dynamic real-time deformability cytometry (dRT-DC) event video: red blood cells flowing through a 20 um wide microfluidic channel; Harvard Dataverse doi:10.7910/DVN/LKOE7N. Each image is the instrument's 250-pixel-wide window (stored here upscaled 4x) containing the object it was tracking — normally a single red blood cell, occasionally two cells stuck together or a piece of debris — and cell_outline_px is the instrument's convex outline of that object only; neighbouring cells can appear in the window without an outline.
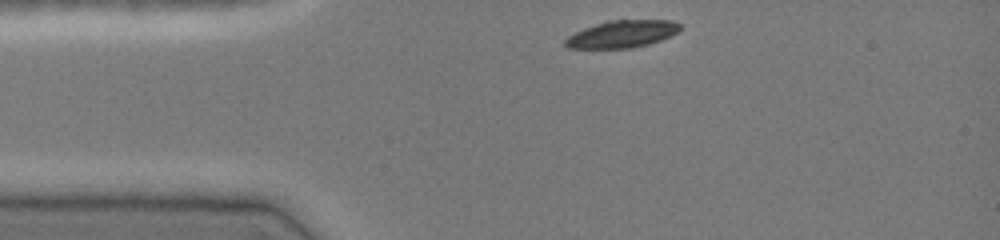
{"species": "common noctule bat (a hibernating species)", "species_latin": "Nyctalus noctula", "temperature_condition": "cold", "stored_images_in_passage": 33, "camera_frame_rate_fps": 3000, "um_per_image_px": 0.085, "animal": {"sex": "female", "body_mass_g": 19.0, "forearm_length_mm": 51.5}, "frame": {"image": 1, "passage_image": 1, "time_ms": 0.0, "image_size_px": [1000, 240], "cell_outline_px": [[680, 28], [672, 36], [648, 44], [632, 48], [568, 48], [564, 44], [564, 40], [568, 36], [584, 28], [604, 20], [672, 20], [680, 24]], "centroid_in_image_um": [52.86, 2.88], "position_along_channel_um": 32.1, "area_um2": 18.26}}
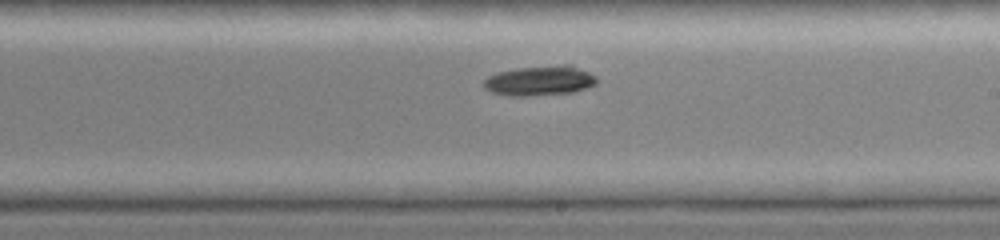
{"frame": {"image": 2, "passage_image": 19, "time_ms": 6.0, "image_size_px": [1000, 240], "cell_outline_px": [[596, 84], [572, 92], [528, 96], [508, 96], [492, 92], [484, 88], [484, 80], [488, 76], [496, 72], [516, 68], [564, 64], [572, 64], [596, 76]], "centroid_in_image_um": [45.85, 6.84], "position_along_channel_um": 243.1, "area_um2": 19.71}}
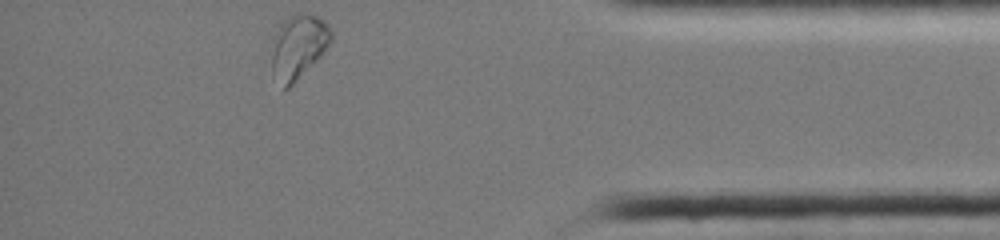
{"frame": {"image": 3, "passage_image": 33, "time_ms": 10.667, "image_size_px": [1000, 240], "cell_outline_px": [[332, 40], [320, 56], [288, 88], [284, 88], [272, 76], [272, 36], [280, 24], [284, 20], [296, 12], [308, 12], [324, 20], [328, 24], [332, 32]], "centroid_in_image_um": [25.34, 3.91], "position_along_channel_um": 409.9, "area_um2": 22.37}, "authors_computed_cell_mechanics": {"area_um2": 19.7098, "velocity_mm_per_s": 4.0402, "shape_relaxation_time_tau1_ms": 4.4936, "shape_relaxation_time_tau2_ms": null, "deformation_change_tau1": 0.098, "deformation_change_tau2": null}}